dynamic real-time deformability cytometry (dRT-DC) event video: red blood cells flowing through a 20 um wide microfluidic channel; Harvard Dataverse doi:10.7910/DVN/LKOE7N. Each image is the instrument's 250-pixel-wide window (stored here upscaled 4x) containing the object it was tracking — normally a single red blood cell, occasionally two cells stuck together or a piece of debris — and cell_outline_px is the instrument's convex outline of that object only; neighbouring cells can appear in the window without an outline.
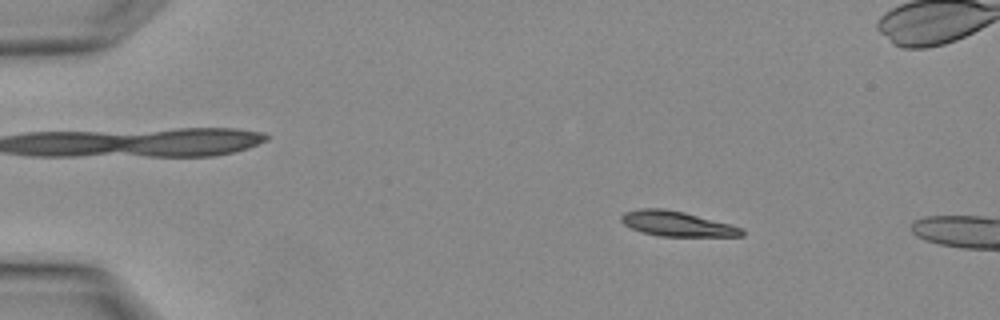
{"species": "Egyptian fruit bat (a non-hibernating species)", "species_latin": "Rousettus aegyptiacus", "temperature_condition": "warm", "stored_images_in_passage": 4, "segment_of_instrument_passage": [2, 2], "camera_frame_rate_fps": 3000, "um_per_image_px": 0.085, "animal": {"sex": "female"}, "frame": {"image": 1, "passage_image": 2, "time_ms": 0.333, "image_size_px": [1000, 320], "cell_outline_px": [[744, 236], [660, 236], [640, 232], [624, 224], [620, 220], [620, 216], [624, 212], [640, 208], [664, 208], [684, 212], [732, 224], [744, 228]], "centroid_in_image_um": [57.55, 19.01], "position_along_channel_um": 27.5, "area_um2": 17.74}}